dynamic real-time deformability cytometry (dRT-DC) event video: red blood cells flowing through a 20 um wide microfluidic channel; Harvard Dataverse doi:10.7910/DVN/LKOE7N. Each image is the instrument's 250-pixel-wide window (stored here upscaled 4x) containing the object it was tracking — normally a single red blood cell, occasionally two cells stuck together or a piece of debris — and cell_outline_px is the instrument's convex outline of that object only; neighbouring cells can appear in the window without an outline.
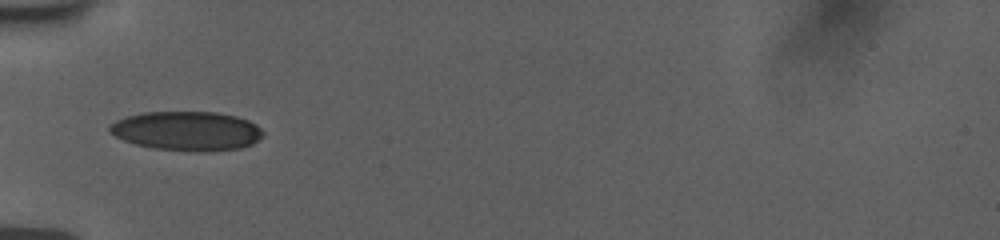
{"species": "human", "species_latin": "Homo sapiens", "temperature_condition": "room temperature", "stored_images_in_passage": 36, "camera_frame_rate_fps": 3000, "um_per_image_px": 0.085, "donor": {"sex": "female"}, "frame": {"image": 1, "passage_image": 1, "time_ms": 0.0, "image_size_px": [1000, 240], "cell_outline_px": [[264, 136], [252, 144], [240, 148], [204, 152], [196, 152], [156, 148], [136, 144], [124, 140], [108, 132], [108, 128], [116, 120], [128, 116], [144, 112], [216, 112], [236, 116], [248, 120], [256, 124], [264, 132]], "centroid_in_image_um": [15.92, 11.13], "position_along_channel_um": 69.1, "area_um2": 35.08}}
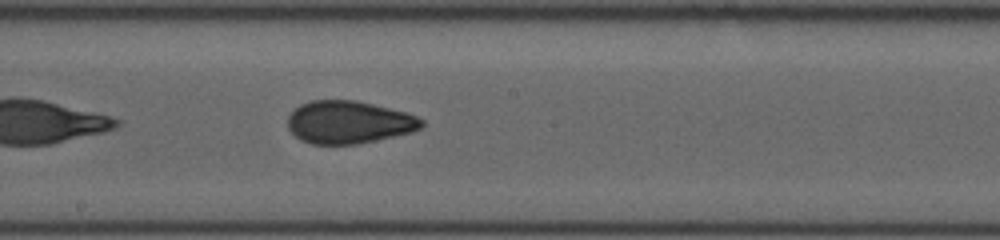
{"frame": {"image": 2, "passage_image": 13, "time_ms": 4.0, "image_size_px": [1000, 240], "cell_outline_px": [[424, 124], [420, 128], [412, 132], [376, 140], [356, 144], [312, 144], [300, 140], [288, 128], [288, 116], [300, 104], [312, 100], [356, 100], [408, 112], [424, 120]], "centroid_in_image_um": [29.66, 10.38], "position_along_channel_um": 218.5, "area_um2": 33.35}}
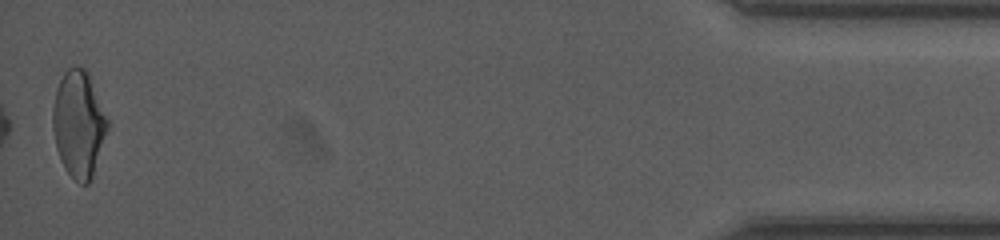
{"frame": {"image": 3, "passage_image": 36, "time_ms": 11.667, "image_size_px": [1000, 240], "cell_outline_px": [[108, 128], [92, 176], [88, 184], [80, 184], [64, 168], [60, 160], [56, 148], [52, 128], [52, 108], [56, 88], [64, 72], [68, 68], [84, 68], [88, 72], [108, 120]], "centroid_in_image_um": [6.66, 10.54], "position_along_channel_um": 428.5, "area_um2": 33.7}, "authors_computed_cell_mechanics": {"area_um2": 33.2928, "velocity_mm_per_s": 3.7753, "shape_relaxation_time_tau1_ms": null, "shape_relaxation_time_tau2_ms": 1.1432, "deformation_change_tau1": null, "deformation_change_tau2": 0.0589}}